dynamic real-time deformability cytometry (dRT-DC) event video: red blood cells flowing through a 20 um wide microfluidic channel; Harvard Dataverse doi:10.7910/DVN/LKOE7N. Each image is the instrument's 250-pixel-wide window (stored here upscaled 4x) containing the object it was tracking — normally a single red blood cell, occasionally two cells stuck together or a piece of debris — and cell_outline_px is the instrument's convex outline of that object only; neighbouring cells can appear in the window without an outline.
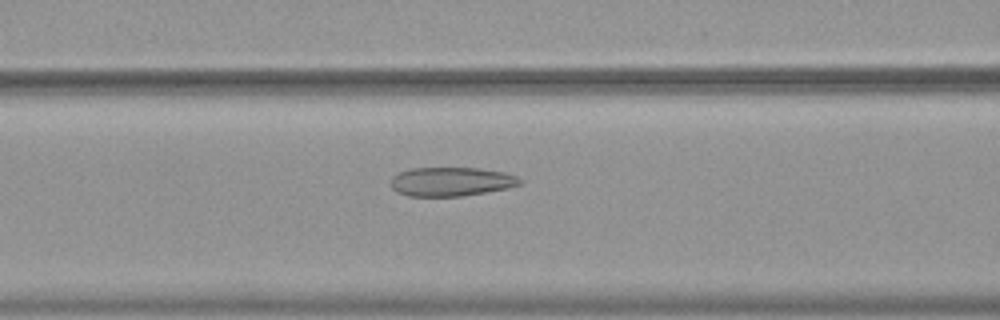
{"species": "common noctule bat (a hibernating species)", "species_latin": "Nyctalus noctula", "temperature_condition": "warm", "stored_images_in_passage": 36, "camera_frame_rate_fps": 3000, "um_per_image_px": 0.085, "animal": {"sex": "female", "body_mass_g": 19.9}, "frame": {"image": 1, "passage_image": 12, "time_ms": 3.667, "image_size_px": [1000, 320], "cell_outline_px": [[524, 184], [508, 188], [464, 196], [408, 196], [396, 192], [392, 188], [392, 176], [400, 172], [412, 168], [480, 168], [504, 172], [516, 176], [524, 180]], "centroid_in_image_um": [38.4, 15.44], "position_along_channel_um": 128.2, "area_um2": 21.96}}
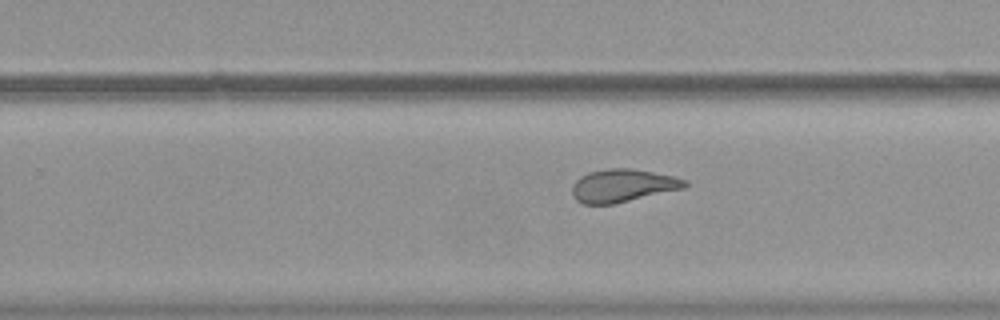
{"frame": {"image": 2, "passage_image": 24, "time_ms": 7.667, "image_size_px": [1000, 320], "cell_outline_px": [[688, 184], [684, 188], [616, 204], [584, 204], [576, 200], [572, 196], [572, 184], [580, 176], [588, 172], [608, 168], [632, 168], [672, 176], [688, 180]], "centroid_in_image_um": [52.91, 15.78], "position_along_channel_um": 276.9, "area_um2": 21.79}}
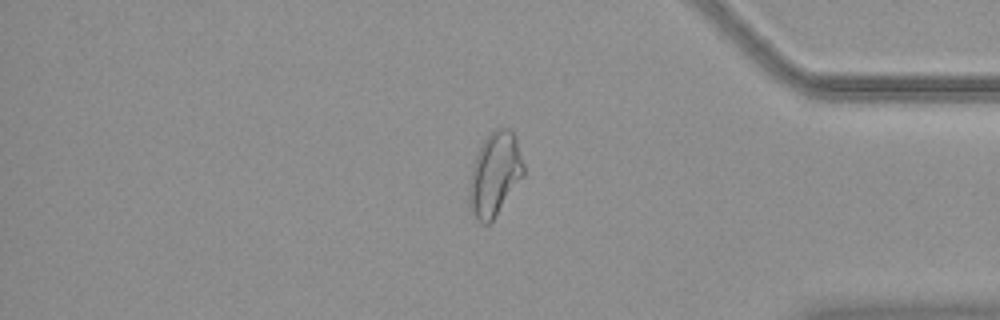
{"frame": {"image": 3, "passage_image": 35, "time_ms": 11.333, "image_size_px": [1000, 320], "cell_outline_px": [[524, 176], [496, 216], [488, 224], [480, 224], [472, 216], [468, 200], [468, 184], [472, 168], [480, 144], [488, 132], [496, 128], [508, 128], [516, 136], [524, 164]], "centroid_in_image_um": [42.04, 14.82], "position_along_channel_um": 393.2, "area_um2": 27.05}}